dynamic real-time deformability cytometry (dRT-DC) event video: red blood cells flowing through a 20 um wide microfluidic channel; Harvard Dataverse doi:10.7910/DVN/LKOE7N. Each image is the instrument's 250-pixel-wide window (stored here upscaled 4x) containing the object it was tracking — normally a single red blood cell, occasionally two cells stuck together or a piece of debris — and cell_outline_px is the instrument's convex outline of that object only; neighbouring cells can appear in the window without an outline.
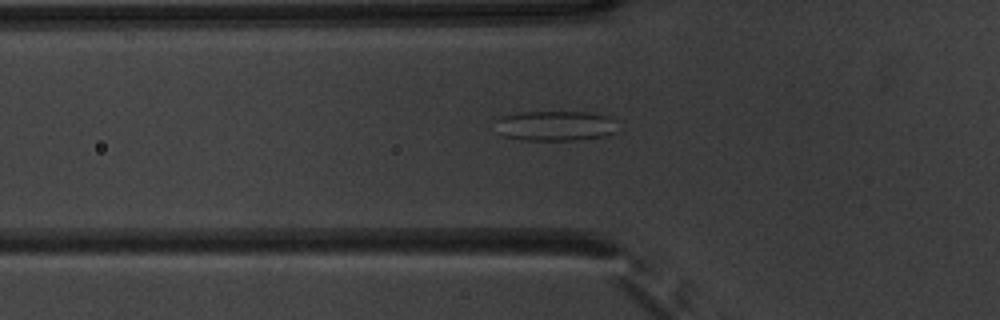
{"species": "common noctule bat (a hibernating species)", "species_latin": "Nyctalus noctula", "temperature_condition": "warm", "stored_images_in_passage": 50, "camera_frame_rate_fps": 3000, "um_per_image_px": 0.085, "animal": {"sex": "male", "body_mass_g": 20.1, "forearm_length_mm": 53.5}, "frame": {"image": 1, "passage_image": 19, "time_ms": 6.0, "image_size_px": [1000, 320], "cell_outline_px": [[616, 132], [604, 136], [576, 140], [524, 140], [504, 136], [496, 132], [496, 120], [500, 116], [524, 112], [584, 112], [608, 116], [616, 120]], "centroid_in_image_um": [47.18, 10.7], "position_along_channel_um": 78.6, "area_um2": 21.5}}
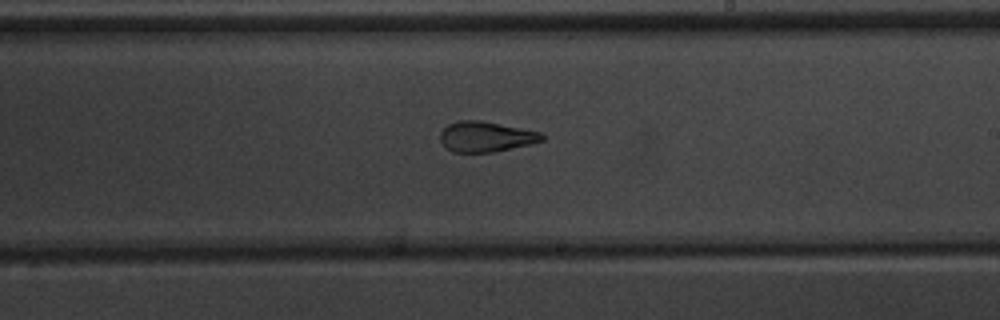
{"frame": {"image": 2, "passage_image": 32, "time_ms": 10.333, "image_size_px": [1000, 320], "cell_outline_px": [[544, 140], [532, 144], [492, 152], [452, 152], [440, 140], [440, 132], [448, 124], [460, 120], [480, 120], [540, 132], [544, 136]], "centroid_in_image_um": [41.3, 11.62], "position_along_channel_um": 247.7, "area_um2": 17.86}}
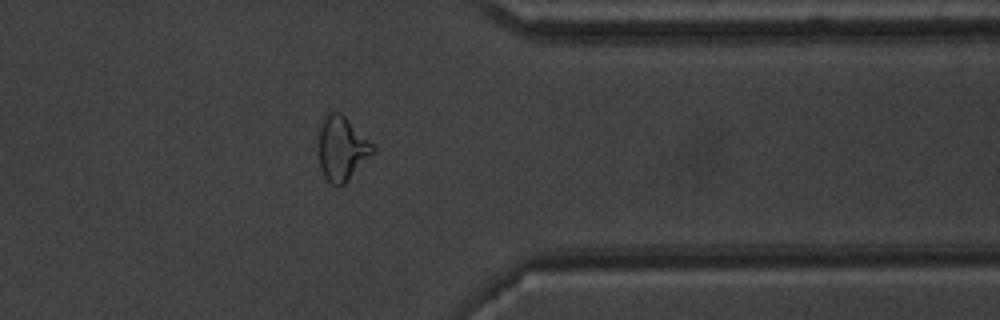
{"frame": {"image": 3, "passage_image": 43, "time_ms": 14.0, "image_size_px": [1000, 320], "cell_outline_px": [[376, 152], [344, 184], [332, 184], [324, 176], [320, 164], [320, 128], [324, 116], [328, 112], [340, 112], [376, 148]], "centroid_in_image_um": [29.09, 12.62], "position_along_channel_um": 382.3, "area_um2": 19.77}, "authors_computed_cell_mechanics": {"area_um2": 20.6057, "velocity_mm_per_s": 3.8711, "shape_relaxation_time_tau1_ms": null, "shape_relaxation_time_tau2_ms": 1.8244, "deformation_change_tau1": null, "deformation_change_tau2": 0.1101}}